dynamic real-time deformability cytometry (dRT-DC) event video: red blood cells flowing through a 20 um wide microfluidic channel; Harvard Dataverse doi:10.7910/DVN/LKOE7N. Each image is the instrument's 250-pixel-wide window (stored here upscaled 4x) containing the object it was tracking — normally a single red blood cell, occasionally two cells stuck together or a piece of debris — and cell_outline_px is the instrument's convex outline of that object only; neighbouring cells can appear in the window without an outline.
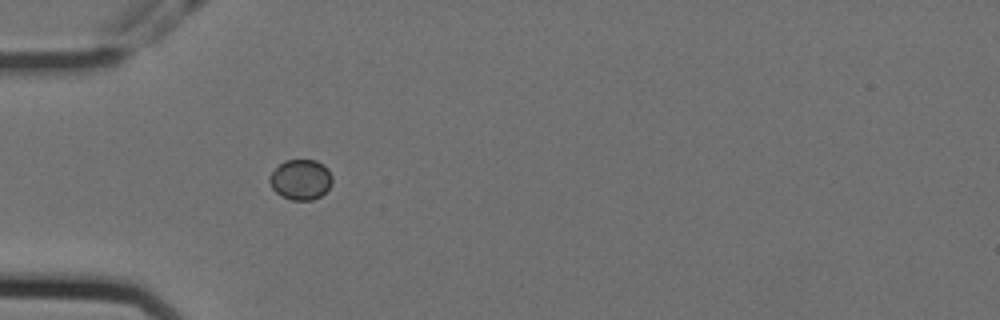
{"species": "Egyptian fruit bat (a non-hibernating species)", "species_latin": "Rousettus aegyptiacus", "temperature_condition": "cold", "stored_images_in_passage": 40, "camera_frame_rate_fps": 3000, "um_per_image_px": 0.085, "animal": {"sex": "female"}, "frame": {"image": 1, "passage_image": 1, "time_ms": 0.0, "image_size_px": [1000, 320], "cell_outline_px": [[332, 184], [320, 196], [312, 200], [292, 200], [280, 196], [272, 188], [268, 180], [268, 176], [284, 160], [316, 160], [324, 164], [328, 168], [332, 176]], "centroid_in_image_um": [25.56, 15.26], "position_along_channel_um": 59.4, "area_um2": 14.85}}
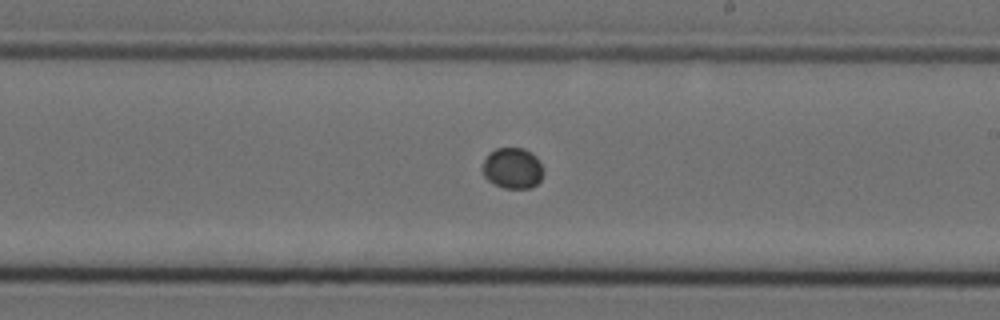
{"frame": {"image": 2, "passage_image": 17, "time_ms": 5.333, "image_size_px": [1000, 320], "cell_outline_px": [[544, 172], [540, 180], [532, 188], [504, 188], [492, 184], [484, 176], [480, 168], [488, 152], [496, 148], [524, 148], [532, 152], [536, 156]], "centroid_in_image_um": [43.53, 14.29], "position_along_channel_um": 245.5, "area_um2": 14.8}}
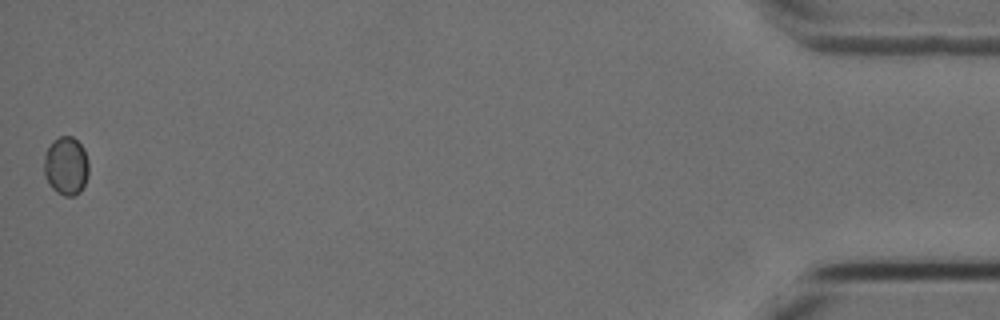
{"frame": {"image": 3, "passage_image": 40, "time_ms": 13.0, "image_size_px": [1000, 320], "cell_outline_px": [[88, 176], [80, 192], [72, 196], [64, 196], [56, 192], [48, 184], [44, 172], [44, 156], [52, 140], [60, 136], [72, 136], [84, 148], [88, 160]], "centroid_in_image_um": [5.61, 14.1], "position_along_channel_um": 429.6, "area_um2": 15.32}}